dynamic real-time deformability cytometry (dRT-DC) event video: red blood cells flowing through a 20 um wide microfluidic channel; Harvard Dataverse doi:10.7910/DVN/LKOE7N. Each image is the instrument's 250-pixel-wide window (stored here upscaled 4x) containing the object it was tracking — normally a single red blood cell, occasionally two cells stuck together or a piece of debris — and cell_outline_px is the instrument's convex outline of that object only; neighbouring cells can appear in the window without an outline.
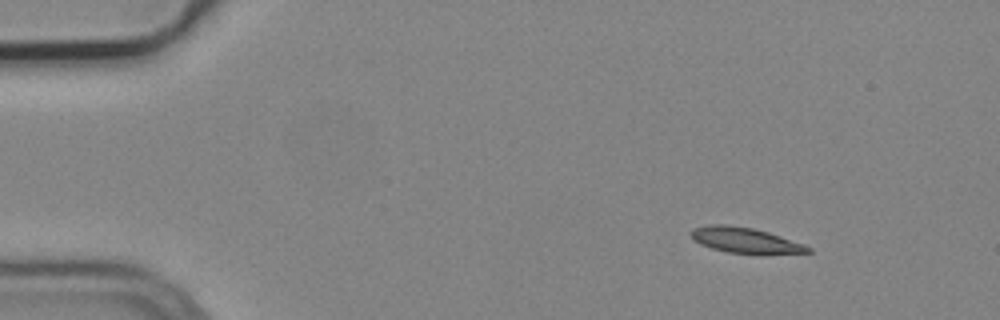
{"species": "common noctule bat (a hibernating species)", "species_latin": "Nyctalus noctula", "temperature_condition": "cold", "stored_images_in_passage": 4, "camera_frame_rate_fps": 3000, "um_per_image_px": 0.085, "animal": {"sex": "male", "body_mass_g": 19.2, "forearm_length_mm": 51.8}, "frame": {"image": 1, "passage_image": 1, "time_ms": 0.0, "image_size_px": [1000, 320], "cell_outline_px": [[812, 252], [728, 252], [712, 248], [700, 244], [688, 232], [692, 228], [708, 224], [728, 224], [752, 228], [768, 232], [804, 244], [812, 248]], "centroid_in_image_um": [63.26, 20.37], "position_along_channel_um": 21.7, "area_um2": 16.76}}